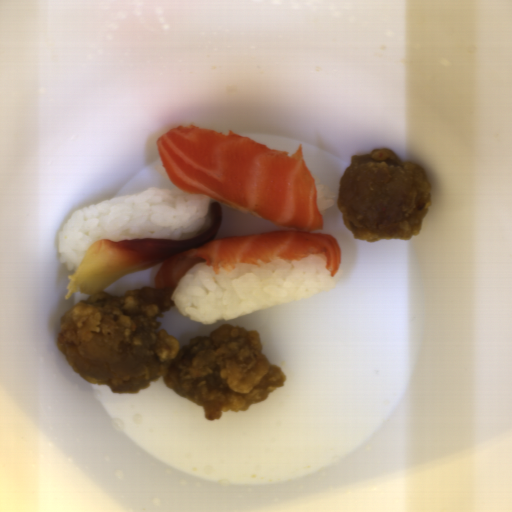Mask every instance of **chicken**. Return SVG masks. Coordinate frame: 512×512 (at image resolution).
I'll list each match as a JSON object with an SVG mask.
<instances>
[{"label": "chicken", "instance_id": "chicken-2", "mask_svg": "<svg viewBox=\"0 0 512 512\" xmlns=\"http://www.w3.org/2000/svg\"><path fill=\"white\" fill-rule=\"evenodd\" d=\"M433 202L425 168L388 149L353 155L338 182L336 205L354 240H408L419 234Z\"/></svg>", "mask_w": 512, "mask_h": 512}, {"label": "chicken", "instance_id": "chicken-1", "mask_svg": "<svg viewBox=\"0 0 512 512\" xmlns=\"http://www.w3.org/2000/svg\"><path fill=\"white\" fill-rule=\"evenodd\" d=\"M171 292L145 287L121 296L94 293L62 315L56 347L95 386L132 394L162 378L210 421L246 411L284 386L287 378L263 353L256 329L224 323L180 347L157 320L176 305Z\"/></svg>", "mask_w": 512, "mask_h": 512}]
</instances>
